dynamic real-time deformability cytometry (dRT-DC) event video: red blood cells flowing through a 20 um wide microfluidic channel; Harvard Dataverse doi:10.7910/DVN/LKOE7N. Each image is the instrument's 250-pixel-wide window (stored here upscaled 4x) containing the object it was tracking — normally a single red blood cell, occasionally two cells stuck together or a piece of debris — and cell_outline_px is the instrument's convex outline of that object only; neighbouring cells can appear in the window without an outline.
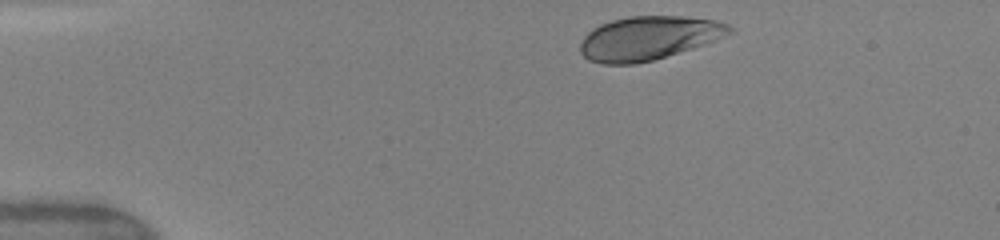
{"species": "human", "species_latin": "Homo sapiens", "temperature_condition": "warm", "stored_images_in_passage": 8, "camera_frame_rate_fps": 3000, "um_per_image_px": 0.085, "donor": {"sex": "female"}, "frame": {"image": 1, "passage_image": 1, "time_ms": 0.0, "image_size_px": [1000, 240], "cell_outline_px": [[736, 28], [732, 32], [716, 40], [692, 48], [652, 60], [636, 64], [604, 64], [588, 60], [580, 52], [580, 44], [584, 36], [592, 28], [600, 24], [612, 20], [628, 16], [684, 16], [716, 20], [728, 24]], "centroid_in_image_um": [55.13, 3.23], "position_along_channel_um": 29.9, "area_um2": 38.09}}
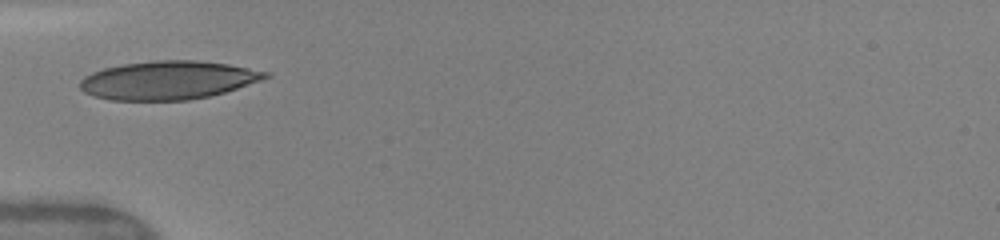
{"frame": {"image": 2, "passage_image": 5, "time_ms": 2.667, "image_size_px": [1000, 240], "cell_outline_px": [[272, 76], [224, 92], [208, 96], [188, 100], [112, 100], [96, 96], [84, 92], [80, 88], [80, 80], [84, 76], [92, 72], [104, 68], [124, 64], [152, 60], [196, 60], [228, 64], [268, 72]], "centroid_in_image_um": [14.26, 6.81], "position_along_channel_um": 70.7, "area_um2": 41.27}}